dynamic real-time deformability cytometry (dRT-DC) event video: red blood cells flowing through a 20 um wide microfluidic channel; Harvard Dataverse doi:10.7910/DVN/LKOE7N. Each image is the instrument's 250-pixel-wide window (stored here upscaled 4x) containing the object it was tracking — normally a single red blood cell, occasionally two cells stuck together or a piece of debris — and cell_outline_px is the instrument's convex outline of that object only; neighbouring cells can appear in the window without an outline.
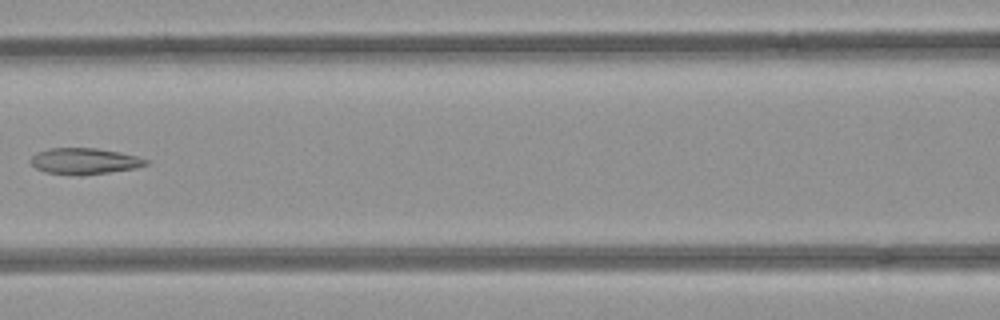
{"species": "common noctule bat (a hibernating species)", "species_latin": "Nyctalus noctula", "temperature_condition": "room temperature", "stored_images_in_passage": 8, "camera_frame_rate_fps": 3000, "um_per_image_px": 0.085, "animal": {"sex": "female", "body_mass_g": 21.9}, "frame": {"image": 1, "passage_image": 7, "time_ms": 2.0, "image_size_px": [1000, 320], "cell_outline_px": [[148, 164], [136, 168], [80, 176], [48, 172], [36, 168], [32, 164], [32, 156], [36, 152], [48, 148], [96, 148], [120, 152], [136, 156], [148, 160]], "centroid_in_image_um": [7.19, 13.69], "position_along_channel_um": 159.4, "area_um2": 17.46}}
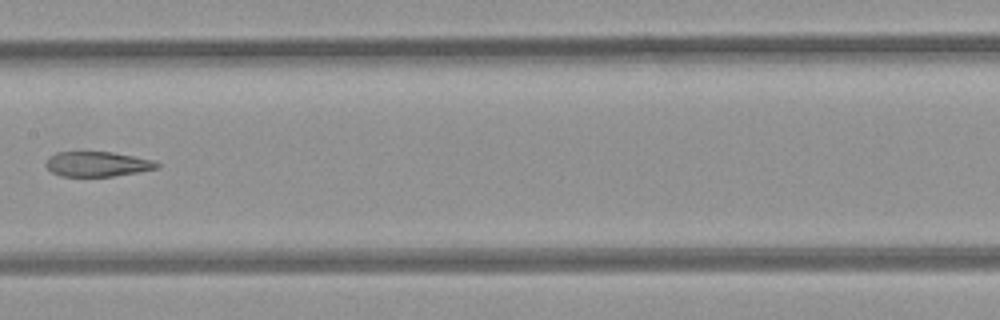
{"frame": {"image": 2, "passage_image": 8, "time_ms": 2.333, "image_size_px": [1000, 320], "cell_outline_px": [[160, 168], [112, 176], [60, 176], [52, 172], [44, 164], [48, 156], [56, 152], [112, 152], [152, 160], [160, 164]], "centroid_in_image_um": [8.23, 13.94], "position_along_channel_um": 199.2, "area_um2": 16.07}}